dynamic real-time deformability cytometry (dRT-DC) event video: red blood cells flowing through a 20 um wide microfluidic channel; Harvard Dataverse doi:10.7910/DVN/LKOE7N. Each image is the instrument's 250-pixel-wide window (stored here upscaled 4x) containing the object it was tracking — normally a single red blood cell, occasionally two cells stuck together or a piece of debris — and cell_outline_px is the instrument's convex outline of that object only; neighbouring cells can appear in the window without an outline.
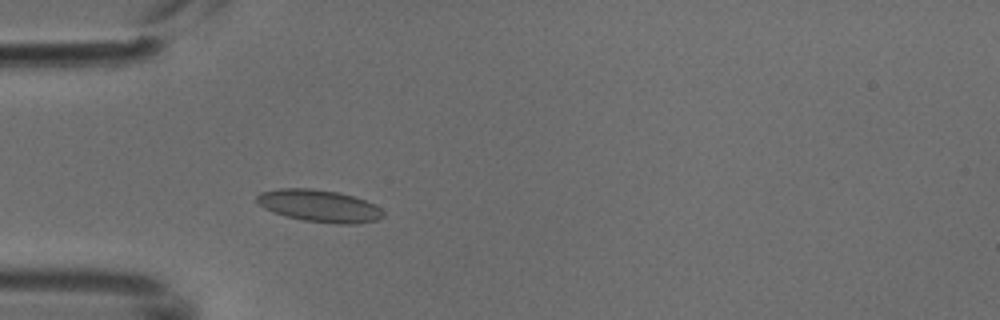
{"species": "common noctule bat (a hibernating species)", "species_latin": "Nyctalus noctula", "temperature_condition": "cold", "stored_images_in_passage": 4, "camera_frame_rate_fps": 3000, "um_per_image_px": 0.085, "animal": {"sex": "male", "body_mass_g": 18.8}, "frame": {"image": 1, "passage_image": 4, "time_ms": 1.0, "image_size_px": [1000, 320], "cell_outline_px": [[384, 216], [380, 220], [356, 224], [336, 224], [304, 220], [272, 212], [264, 208], [256, 200], [256, 196], [260, 192], [280, 188], [312, 188], [340, 192], [376, 204], [384, 212]], "centroid_in_image_um": [27.18, 17.5], "position_along_channel_um": 57.8, "area_um2": 23.87}}